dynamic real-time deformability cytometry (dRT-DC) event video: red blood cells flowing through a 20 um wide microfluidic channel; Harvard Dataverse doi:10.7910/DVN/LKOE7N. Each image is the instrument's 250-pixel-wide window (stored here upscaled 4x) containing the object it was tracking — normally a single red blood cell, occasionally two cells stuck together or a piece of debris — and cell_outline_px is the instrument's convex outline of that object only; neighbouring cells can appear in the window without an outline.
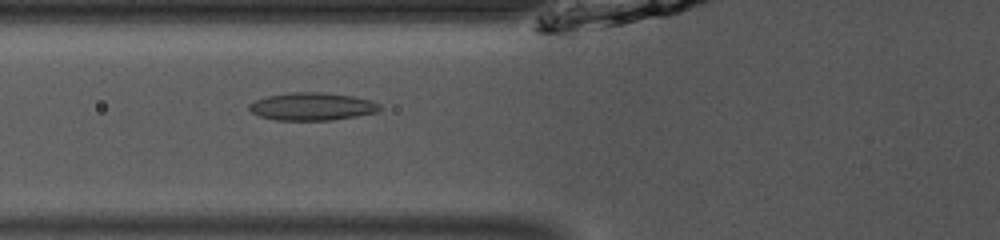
{"species": "common noctule bat (a hibernating species)", "species_latin": "Nyctalus noctula", "temperature_condition": "room temperature", "stored_images_in_passage": 52, "camera_frame_rate_fps": 3000, "um_per_image_px": 0.085, "animal": {"sex": "male", "body_mass_g": 13.0, "forearm_length_mm": 53.1}, "frame": {"image": 1, "passage_image": 21, "time_ms": 6.667, "image_size_px": [1000, 240], "cell_outline_px": [[384, 108], [380, 112], [332, 120], [276, 120], [260, 116], [252, 112], [248, 108], [248, 104], [252, 100], [268, 96], [292, 92], [320, 92], [352, 96], [372, 100], [380, 104]], "centroid_in_image_um": [26.56, 9.05], "position_along_channel_um": 99.2, "area_um2": 21.33}}
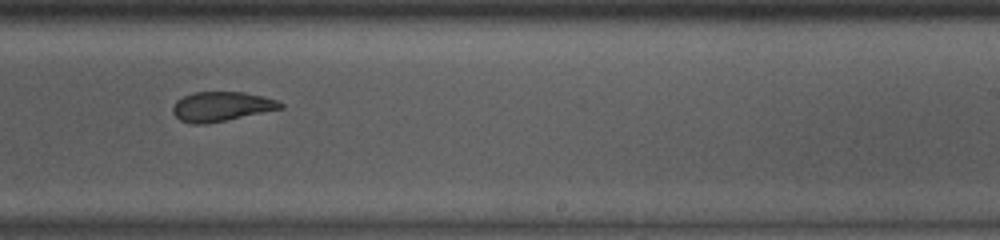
{"frame": {"image": 2, "passage_image": 34, "time_ms": 11.0, "image_size_px": [1000, 240], "cell_outline_px": [[284, 108], [204, 124], [192, 124], [180, 120], [172, 112], [172, 108], [176, 100], [184, 96], [196, 92], [244, 92], [276, 100], [284, 104]], "centroid_in_image_um": [18.79, 9.05], "position_along_channel_um": 270.2, "area_um2": 18.26}}
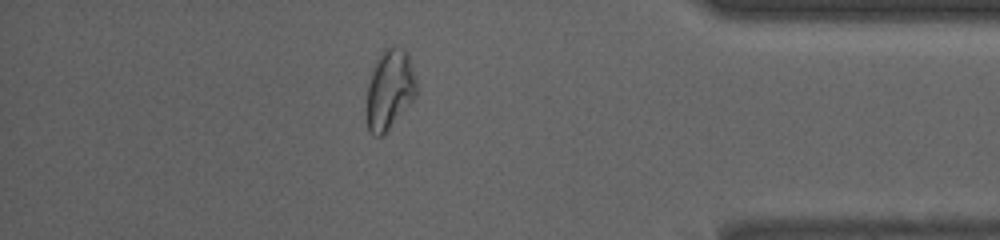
{"frame": {"image": 3, "passage_image": 46, "time_ms": 15.0, "image_size_px": [1000, 240], "cell_outline_px": [[416, 96], [388, 128], [380, 136], [372, 136], [368, 132], [364, 108], [368, 84], [372, 68], [380, 52], [388, 48], [392, 48], [408, 52], [412, 64], [416, 80]], "centroid_in_image_um": [33.06, 7.64], "position_along_channel_um": 402.1, "area_um2": 23.24}, "authors_computed_cell_mechanics": {"area_um2": 20.6346, "velocity_mm_per_s": 3.9224, "shape_relaxation_time_tau1_ms": null, "shape_relaxation_time_tau2_ms": 2.2271, "deformation_change_tau1": null, "deformation_change_tau2": 0.0894}}